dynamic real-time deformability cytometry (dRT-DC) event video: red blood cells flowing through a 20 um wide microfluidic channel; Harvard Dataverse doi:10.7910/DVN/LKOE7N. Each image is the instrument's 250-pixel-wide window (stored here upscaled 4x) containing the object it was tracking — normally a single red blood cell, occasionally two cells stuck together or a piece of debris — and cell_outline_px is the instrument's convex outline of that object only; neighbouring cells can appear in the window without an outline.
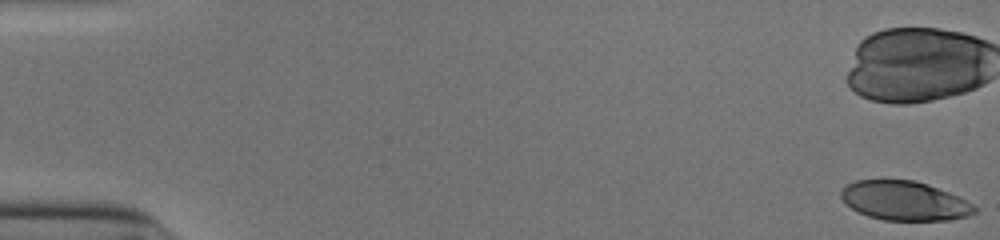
{"species": "human", "species_latin": "Homo sapiens", "temperature_condition": "cold", "stored_images_in_passage": 15, "camera_frame_rate_fps": 3000, "um_per_image_px": 0.085, "donor": {"sex": "male"}, "frame": {"image": 1, "passage_image": 1, "time_ms": 0.0, "image_size_px": [1000, 240], "cell_outline_px": [[976, 212], [968, 216], [948, 220], [884, 220], [868, 216], [844, 204], [840, 196], [840, 192], [848, 184], [856, 180], [912, 180], [928, 184], [948, 192], [972, 204], [976, 208]], "centroid_in_image_um": [76.85, 17.07], "position_along_channel_um": 8.1, "area_um2": 30.29}}